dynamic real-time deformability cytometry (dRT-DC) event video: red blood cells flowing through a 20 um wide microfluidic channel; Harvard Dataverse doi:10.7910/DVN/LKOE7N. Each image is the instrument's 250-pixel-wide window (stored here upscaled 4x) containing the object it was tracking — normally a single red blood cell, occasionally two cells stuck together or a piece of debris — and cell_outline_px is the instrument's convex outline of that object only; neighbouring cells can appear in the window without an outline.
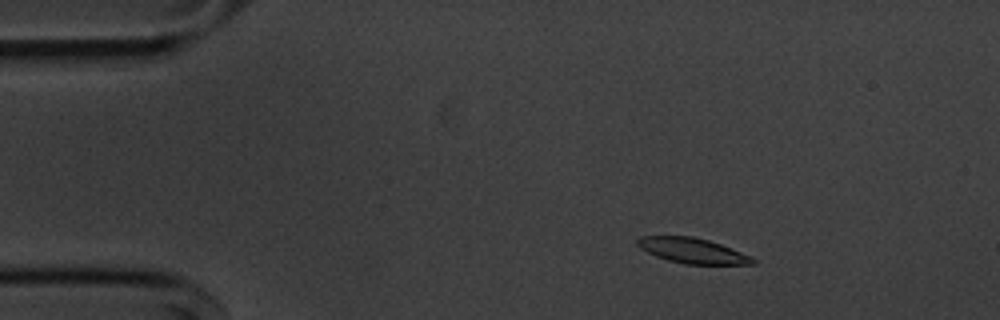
{"species": "common noctule bat (a hibernating species)", "species_latin": "Nyctalus noctula", "temperature_condition": "cold", "stored_images_in_passage": 50, "camera_frame_rate_fps": 3000, "um_per_image_px": 0.085, "animal": {"sex": "male", "body_mass_g": 20.1, "forearm_length_mm": 53.5}, "frame": {"image": 1, "passage_image": 3, "time_ms": 0.667, "image_size_px": [1000, 320], "cell_outline_px": [[756, 264], [684, 264], [668, 260], [656, 256], [640, 248], [636, 244], [636, 240], [640, 236], [692, 236], [708, 240], [720, 244], [752, 256], [756, 260]], "centroid_in_image_um": [58.86, 21.3], "position_along_channel_um": 26.1, "area_um2": 16.94}}
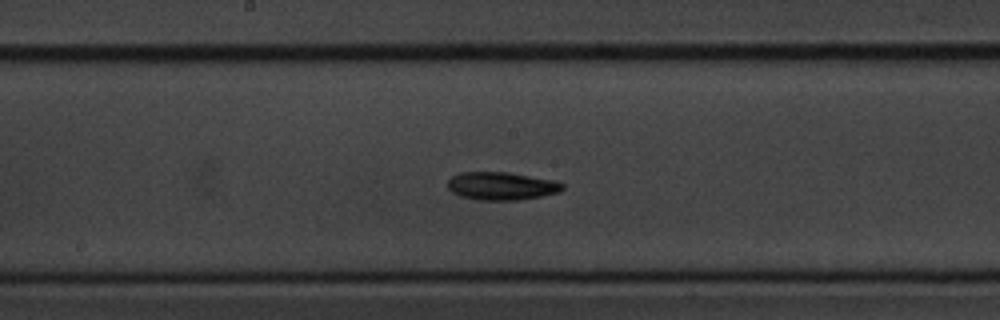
{"frame": {"image": 2, "passage_image": 23, "time_ms": 7.333, "image_size_px": [1000, 320], "cell_outline_px": [[564, 188], [560, 192], [520, 200], [476, 200], [460, 196], [452, 192], [448, 188], [448, 180], [452, 176], [460, 172], [508, 172], [552, 180], [564, 184]], "centroid_in_image_um": [42.6, 15.81], "position_along_channel_um": 205.6, "area_um2": 18.73}}
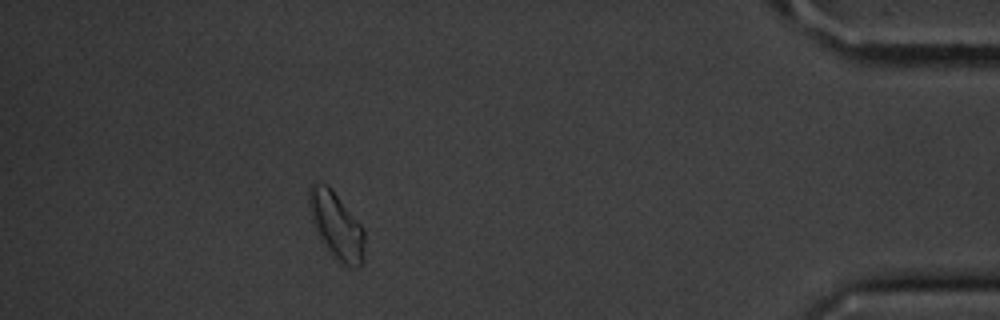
{"frame": {"image": 3, "passage_image": 44, "time_ms": 14.333, "image_size_px": [1000, 320], "cell_outline_px": [[364, 260], [360, 264], [352, 268], [344, 264], [328, 252], [320, 240], [316, 232], [312, 220], [308, 200], [308, 192], [312, 184], [328, 184], [364, 228]], "centroid_in_image_um": [28.59, 19.18], "position_along_channel_um": 406.6, "area_um2": 21.5}, "authors_computed_cell_mechanics": {"area_um2": 18.2937, "velocity_mm_per_s": 3.5965, "shape_relaxation_time_tau1_ms": 3.6047, "shape_relaxation_time_tau2_ms": null, "deformation_change_tau1": 0.0987, "deformation_change_tau2": null}}